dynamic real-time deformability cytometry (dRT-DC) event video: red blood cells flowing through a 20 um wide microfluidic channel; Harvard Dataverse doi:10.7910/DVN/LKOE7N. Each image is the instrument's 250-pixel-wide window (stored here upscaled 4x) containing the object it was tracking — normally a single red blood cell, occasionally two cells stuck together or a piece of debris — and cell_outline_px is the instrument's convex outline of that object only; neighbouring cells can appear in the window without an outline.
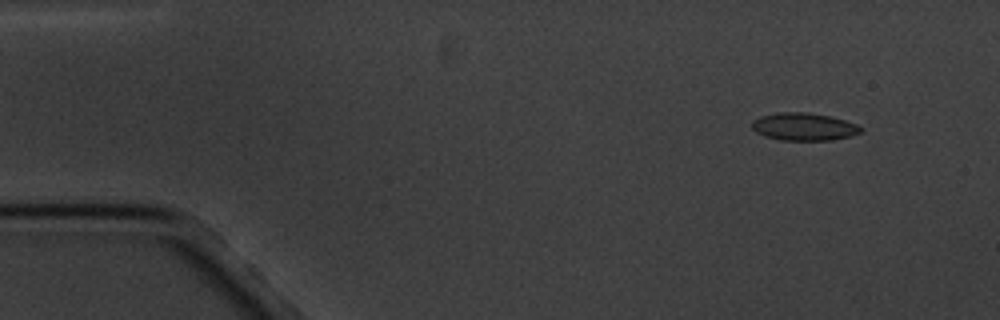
{"species": "common noctule bat (a hibernating species)", "species_latin": "Nyctalus noctula", "temperature_condition": "cold", "stored_images_in_passage": 4, "camera_frame_rate_fps": 3000, "um_per_image_px": 0.085, "animal": {"sex": "male", "body_mass_g": 20.1, "forearm_length_mm": 53.5}, "frame": {"image": 1, "passage_image": 1, "time_ms": 0.0, "image_size_px": [1000, 320], "cell_outline_px": [[860, 132], [852, 136], [832, 140], [780, 140], [764, 136], [756, 132], [752, 128], [752, 120], [760, 116], [780, 112], [808, 112], [832, 116], [856, 124], [860, 128]], "centroid_in_image_um": [68.3, 10.76], "position_along_channel_um": 16.7, "area_um2": 17.57}}
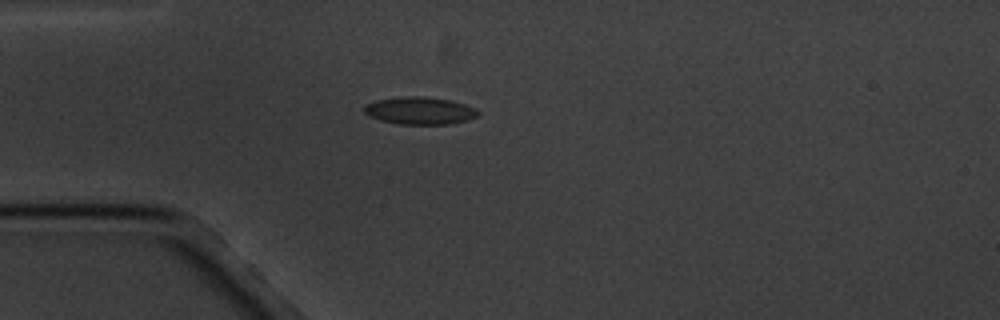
{"frame": {"image": 2, "passage_image": 4, "time_ms": 3.333, "image_size_px": [1000, 320], "cell_outline_px": [[480, 116], [468, 120], [448, 124], [400, 124], [380, 120], [368, 116], [364, 112], [364, 104], [376, 100], [404, 96], [420, 96], [448, 100], [464, 104], [480, 112]], "centroid_in_image_um": [35.65, 9.41], "position_along_channel_um": 49.3, "area_um2": 18.15}}